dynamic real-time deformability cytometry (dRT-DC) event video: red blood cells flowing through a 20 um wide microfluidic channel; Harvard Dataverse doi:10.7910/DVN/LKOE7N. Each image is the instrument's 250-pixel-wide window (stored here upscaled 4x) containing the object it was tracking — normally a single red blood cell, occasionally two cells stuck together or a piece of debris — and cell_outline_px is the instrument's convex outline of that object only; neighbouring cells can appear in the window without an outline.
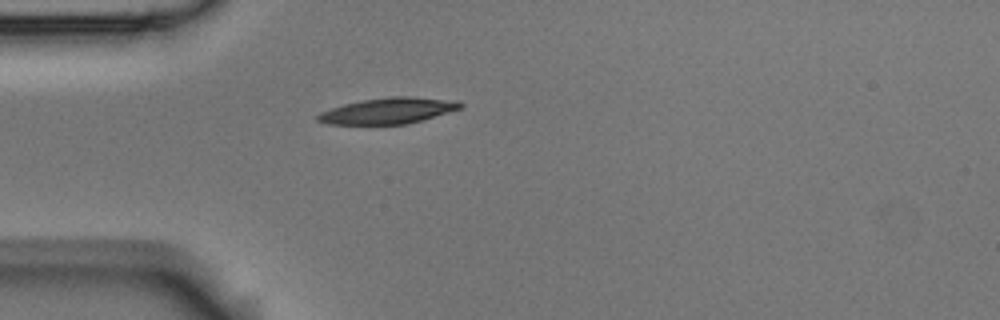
{"species": "Egyptian fruit bat (a non-hibernating species)", "species_latin": "Rousettus aegyptiacus", "temperature_condition": "room temperature", "stored_images_in_passage": 1, "camera_frame_rate_fps": 3000, "um_per_image_px": 0.085, "animal": {"sex": "male"}, "frame": {"image": 1, "passage_image": 1, "time_ms": 0.0, "image_size_px": [1000, 320], "cell_outline_px": [[464, 104], [460, 108], [420, 120], [404, 124], [328, 124], [316, 120], [316, 116], [320, 112], [344, 104], [364, 100], [392, 96], [408, 96], [456, 100]], "centroid_in_image_um": [32.96, 9.41], "position_along_channel_um": 52.0, "area_um2": 21.21}}